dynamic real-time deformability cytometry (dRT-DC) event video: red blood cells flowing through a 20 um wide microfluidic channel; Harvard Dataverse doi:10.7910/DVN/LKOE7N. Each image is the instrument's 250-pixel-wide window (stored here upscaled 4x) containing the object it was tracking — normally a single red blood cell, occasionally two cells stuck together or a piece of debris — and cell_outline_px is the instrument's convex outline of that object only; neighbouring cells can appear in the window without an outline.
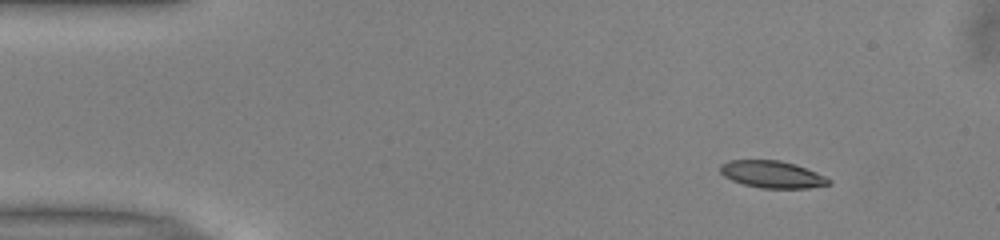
{"species": "common noctule bat (a hibernating species)", "species_latin": "Nyctalus noctula", "temperature_condition": "warm", "stored_images_in_passage": 47, "camera_frame_rate_fps": 3000, "um_per_image_px": 0.085, "animal": {"sex": "male", "body_mass_g": 13.0, "forearm_length_mm": 53.1}, "frame": {"image": 1, "passage_image": 1, "time_ms": 0.0, "image_size_px": [1000, 240], "cell_outline_px": [[832, 184], [808, 188], [760, 188], [744, 184], [732, 180], [724, 176], [720, 172], [720, 164], [728, 160], [780, 160], [796, 164], [816, 172], [832, 180]], "centroid_in_image_um": [65.64, 14.82], "position_along_channel_um": 19.4, "area_um2": 17.22}}
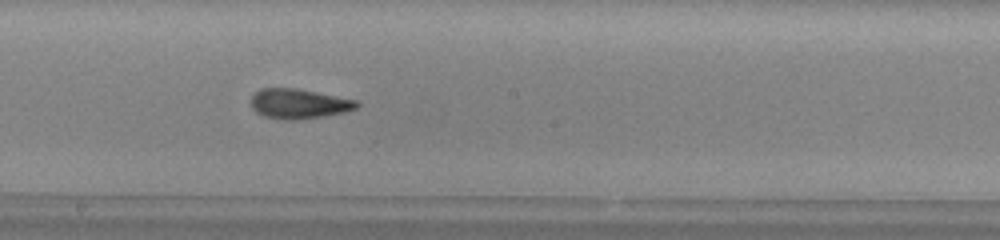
{"frame": {"image": 2, "passage_image": 23, "time_ms": 7.333, "image_size_px": [1000, 240], "cell_outline_px": [[360, 104], [356, 108], [344, 112], [324, 116], [296, 120], [284, 120], [264, 116], [256, 112], [252, 108], [252, 96], [260, 88], [296, 88], [356, 100]], "centroid_in_image_um": [25.39, 8.82], "position_along_channel_um": 222.8, "area_um2": 18.26}}
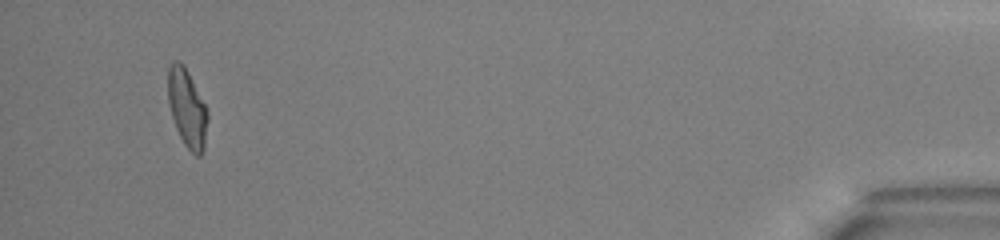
{"frame": {"image": 3, "passage_image": 44, "time_ms": 14.333, "image_size_px": [1000, 240], "cell_outline_px": [[208, 120], [204, 148], [200, 156], [196, 156], [184, 144], [176, 128], [168, 104], [168, 68], [172, 60], [180, 60], [184, 64], [208, 112]], "centroid_in_image_um": [15.89, 9.18], "position_along_channel_um": 419.3, "area_um2": 17.98}, "authors_computed_cell_mechanics": {"area_um2": 17.8602, "velocity_mm_per_s": 3.9771, "shape_relaxation_time_tau1_ms": 4.3648, "shape_relaxation_time_tau2_ms": 2.1001, "deformation_change_tau1": 0.1758, "deformation_change_tau2": 0.0746}}